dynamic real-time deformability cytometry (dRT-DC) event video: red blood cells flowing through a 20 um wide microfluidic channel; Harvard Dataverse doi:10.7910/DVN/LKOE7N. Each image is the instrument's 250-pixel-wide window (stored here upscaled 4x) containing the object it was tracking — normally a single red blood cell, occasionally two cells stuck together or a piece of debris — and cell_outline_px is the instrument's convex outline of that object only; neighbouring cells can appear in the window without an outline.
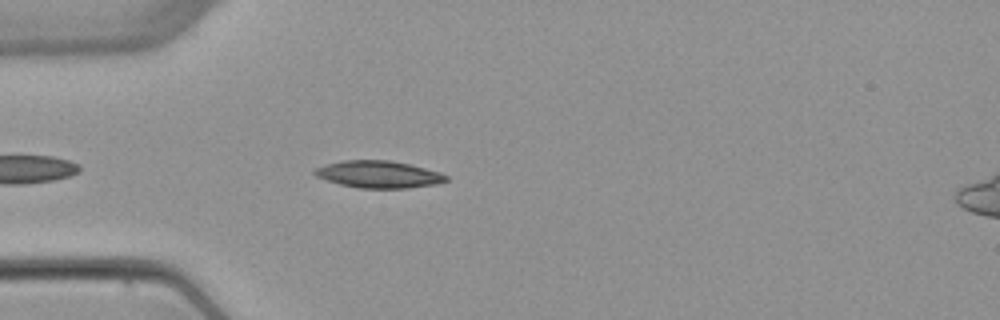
{"species": "common noctule bat (a hibernating species)", "species_latin": "Nyctalus noctula", "temperature_condition": "warm", "stored_images_in_passage": 2, "camera_frame_rate_fps": 3000, "um_per_image_px": 0.085, "animal": {"sex": "female", "body_mass_g": 22.7, "forearm_length_mm": 54.2}, "frame": {"image": 1, "passage_image": 2, "time_ms": 1.0, "image_size_px": [1000, 320], "cell_outline_px": [[448, 180], [436, 184], [408, 188], [360, 188], [340, 184], [316, 176], [312, 172], [316, 168], [328, 164], [344, 160], [388, 160], [408, 164], [440, 172], [448, 176]], "centroid_in_image_um": [32.2, 14.82], "position_along_channel_um": 52.8, "area_um2": 20.52}}